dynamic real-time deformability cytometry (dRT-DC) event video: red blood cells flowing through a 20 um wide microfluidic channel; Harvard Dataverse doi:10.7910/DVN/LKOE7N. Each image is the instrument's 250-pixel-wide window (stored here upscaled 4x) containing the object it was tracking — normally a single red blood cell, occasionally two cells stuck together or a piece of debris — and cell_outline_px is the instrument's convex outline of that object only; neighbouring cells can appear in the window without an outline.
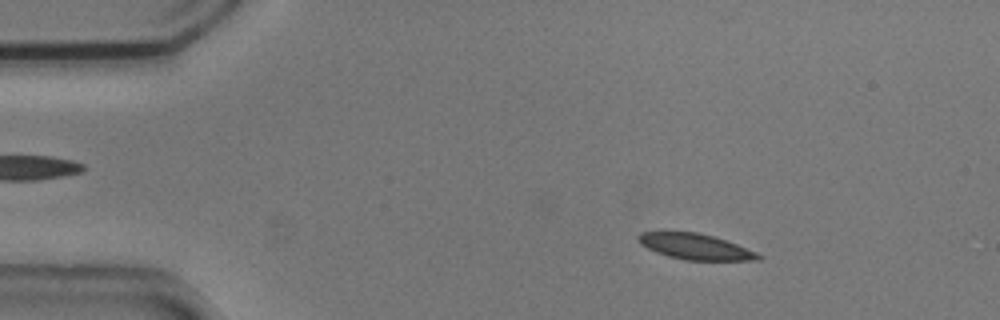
{"species": "common noctule bat (a hibernating species)", "species_latin": "Nyctalus noctula", "temperature_condition": "cold", "stored_images_in_passage": 49, "camera_frame_rate_fps": 3000, "um_per_image_px": 0.085, "animal": {"sex": "male", "body_mass_g": 20.5, "forearm_length_mm": 52.5}, "frame": {"image": 1, "passage_image": 3, "time_ms": 0.667, "image_size_px": [1000, 320], "cell_outline_px": [[764, 256], [760, 260], [684, 260], [668, 256], [656, 252], [640, 244], [636, 236], [640, 232], [696, 232], [712, 236], [736, 244], [756, 252]], "centroid_in_image_um": [59.09, 20.97], "position_along_channel_um": 25.9, "area_um2": 17.86}}
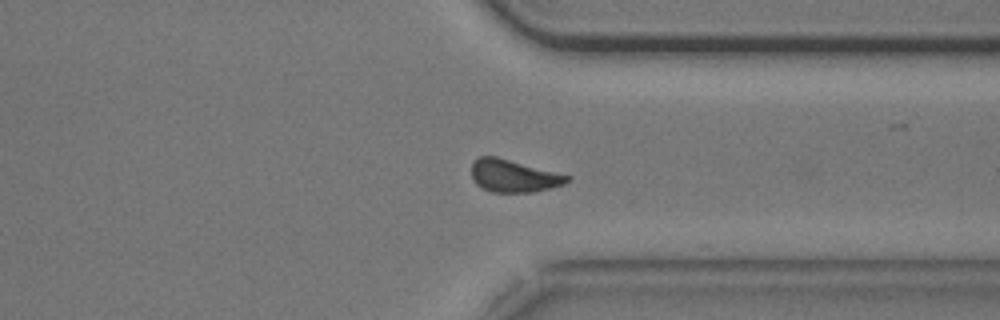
{"frame": {"image": 2, "passage_image": 36, "time_ms": 11.667, "image_size_px": [1000, 320], "cell_outline_px": [[572, 176], [564, 184], [532, 192], [492, 192], [476, 184], [472, 176], [472, 164], [480, 156], [496, 156]], "centroid_in_image_um": [43.66, 14.94], "position_along_channel_um": 367.7, "area_um2": 17.86}}
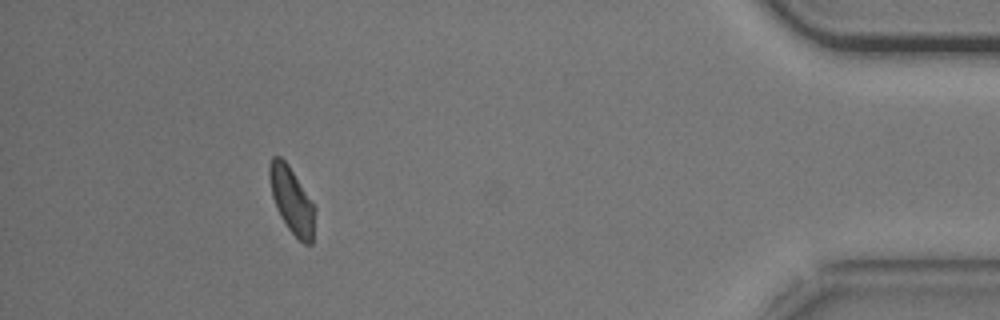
{"frame": {"image": 3, "passage_image": 44, "time_ms": 14.333, "image_size_px": [1000, 320], "cell_outline_px": [[316, 208], [312, 244], [304, 244], [288, 228], [280, 216], [276, 208], [272, 196], [268, 176], [268, 164], [272, 156], [280, 156], [288, 164], [316, 204]], "centroid_in_image_um": [24.81, 16.99], "position_along_channel_um": 410.4, "area_um2": 17.98}, "authors_computed_cell_mechanics": {"area_um2": 18.7272, "velocity_mm_per_s": 3.7061, "shape_relaxation_time_tau1_ms": 4.3417, "shape_relaxation_time_tau2_ms": 4.2117, "deformation_change_tau1": 0.1093, "deformation_change_tau2": 0.1104}}